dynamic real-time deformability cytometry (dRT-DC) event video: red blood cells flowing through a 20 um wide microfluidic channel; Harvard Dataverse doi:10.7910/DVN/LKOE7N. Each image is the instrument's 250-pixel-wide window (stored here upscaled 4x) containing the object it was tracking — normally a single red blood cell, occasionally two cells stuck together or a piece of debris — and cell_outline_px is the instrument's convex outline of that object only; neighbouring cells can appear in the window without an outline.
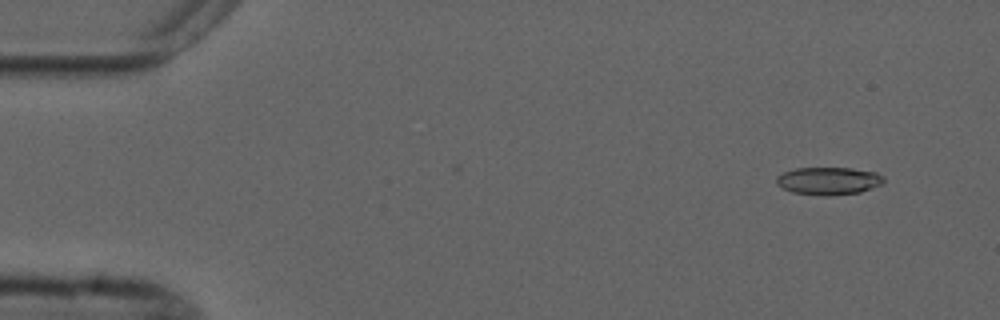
{"species": "common noctule bat (a hibernating species)", "species_latin": "Nyctalus noctula", "temperature_condition": "cold", "stored_images_in_passage": 5, "camera_frame_rate_fps": 3000, "um_per_image_px": 0.085, "animal": {"sex": "male", "forearm_length_mm": 52.5}, "frame": {"image": 1, "passage_image": 2, "time_ms": 1.333, "image_size_px": [1000, 320], "cell_outline_px": [[884, 180], [880, 184], [860, 192], [828, 196], [820, 196], [792, 192], [776, 184], [776, 176], [784, 172], [796, 168], [852, 168], [876, 172], [884, 176]], "centroid_in_image_um": [70.41, 15.37], "position_along_channel_um": 14.6, "area_um2": 17.28}}
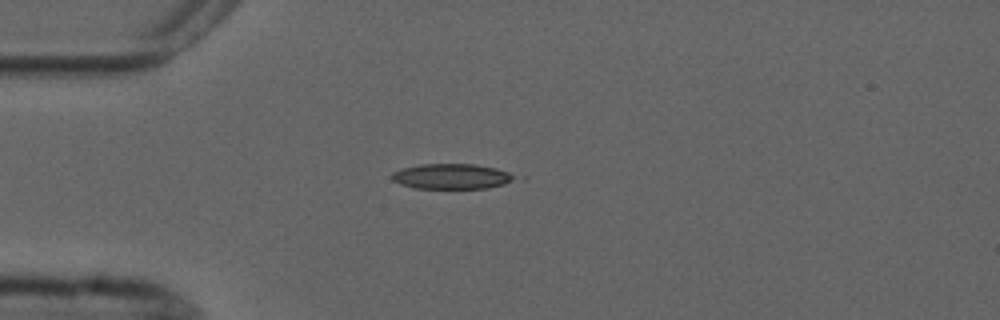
{"frame": {"image": 2, "passage_image": 5, "time_ms": 4.667, "image_size_px": [1000, 320], "cell_outline_px": [[516, 176], [512, 180], [504, 184], [488, 188], [416, 188], [400, 184], [392, 180], [392, 172], [400, 168], [420, 164], [476, 164], [496, 168], [508, 172]], "centroid_in_image_um": [38.35, 14.98], "position_along_channel_um": 46.6, "area_um2": 18.03}}